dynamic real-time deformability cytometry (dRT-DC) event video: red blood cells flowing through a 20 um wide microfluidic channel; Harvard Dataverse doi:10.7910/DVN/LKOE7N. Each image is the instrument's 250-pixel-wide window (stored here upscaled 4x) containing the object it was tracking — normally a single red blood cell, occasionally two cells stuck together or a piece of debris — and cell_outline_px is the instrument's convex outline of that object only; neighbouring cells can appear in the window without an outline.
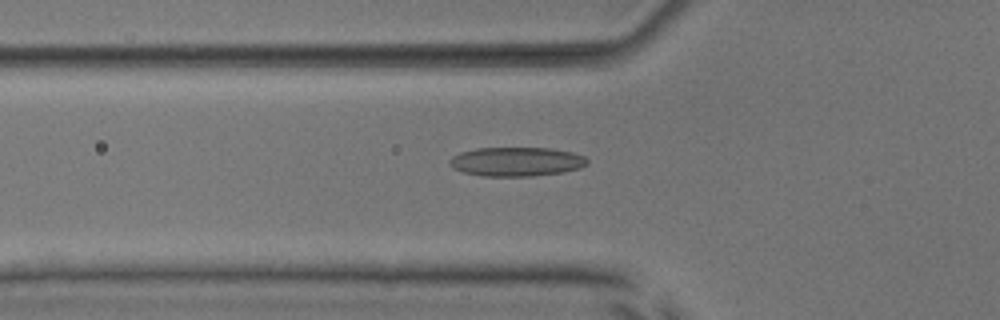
{"species": "common noctule bat (a hibernating species)", "species_latin": "Nyctalus noctula", "temperature_condition": "room temperature", "stored_images_in_passage": 52, "camera_frame_rate_fps": 3000, "um_per_image_px": 0.085, "animal": {"sex": "male", "body_mass_g": 17.9, "forearm_length_mm": 54.2}, "frame": {"image": 1, "passage_image": 19, "time_ms": 6.0, "image_size_px": [1000, 320], "cell_outline_px": [[588, 164], [580, 168], [560, 172], [532, 176], [480, 176], [464, 172], [452, 168], [448, 164], [448, 160], [452, 156], [460, 152], [476, 148], [552, 148], [572, 152], [584, 156], [588, 160]], "centroid_in_image_um": [43.86, 13.73], "position_along_channel_um": 81.9, "area_um2": 23.47}}
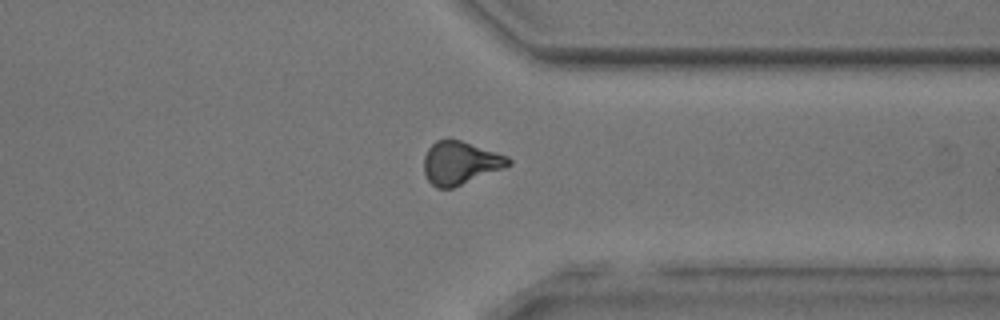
{"frame": {"image": 2, "passage_image": 41, "time_ms": 13.333, "image_size_px": [1000, 320], "cell_outline_px": [[512, 164], [504, 168], [452, 188], [436, 188], [428, 180], [424, 172], [424, 156], [428, 148], [436, 140], [448, 136], [508, 156], [512, 160]], "centroid_in_image_um": [39.1, 13.82], "position_along_channel_um": 372.3, "area_um2": 21.39}}
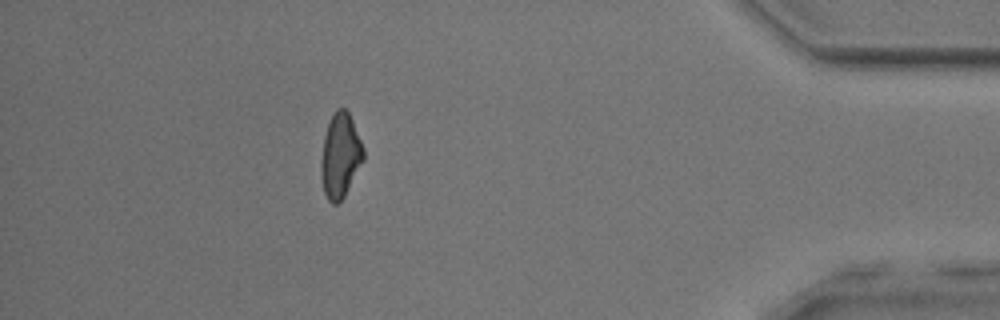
{"frame": {"image": 3, "passage_image": 47, "time_ms": 15.333, "image_size_px": [1000, 320], "cell_outline_px": [[364, 160], [344, 196], [336, 204], [332, 204], [328, 200], [324, 192], [320, 176], [320, 160], [324, 136], [332, 112], [336, 108], [344, 108], [348, 112], [352, 120], [364, 148]], "centroid_in_image_um": [28.91, 13.22], "position_along_channel_um": 406.3, "area_um2": 20.98}, "authors_computed_cell_mechanics": {"area_um2": 21.386, "velocity_mm_per_s": 3.9717, "shape_relaxation_time_tau1_ms": 9.0487, "shape_relaxation_time_tau2_ms": 2.8692, "deformation_change_tau1": 0.2319, "deformation_change_tau2": 0.0954}}